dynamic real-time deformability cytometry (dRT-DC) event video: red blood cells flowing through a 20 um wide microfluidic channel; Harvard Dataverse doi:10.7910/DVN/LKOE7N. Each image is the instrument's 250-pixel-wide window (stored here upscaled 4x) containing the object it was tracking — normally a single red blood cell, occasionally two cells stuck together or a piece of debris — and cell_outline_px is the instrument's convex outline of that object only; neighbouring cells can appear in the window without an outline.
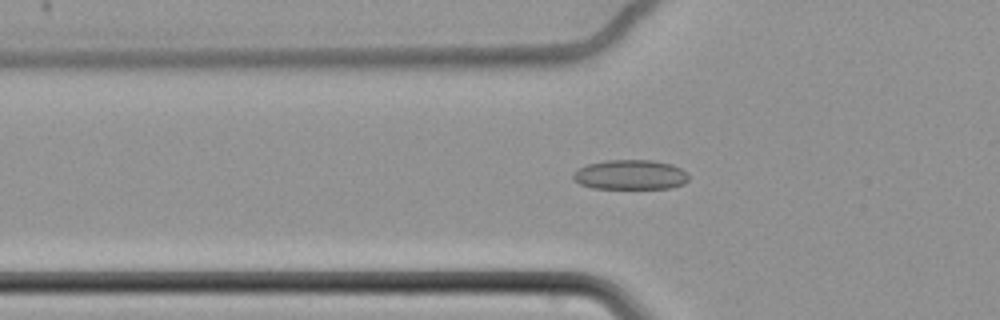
{"species": "common noctule bat (a hibernating species)", "species_latin": "Nyctalus noctula", "temperature_condition": "cold", "stored_images_in_passage": 60, "camera_frame_rate_fps": 3000, "um_per_image_px": 0.085, "animal": {"sex": "female", "body_mass_g": 22.7, "forearm_length_mm": 54.2}, "frame": {"image": 1, "passage_image": 21, "time_ms": 6.667, "image_size_px": [1000, 320], "cell_outline_px": [[688, 180], [684, 184], [672, 188], [592, 188], [580, 184], [572, 176], [572, 172], [588, 164], [608, 160], [652, 160], [672, 164], [688, 172]], "centroid_in_image_um": [53.61, 14.85], "position_along_channel_um": 72.2, "area_um2": 20.06}}
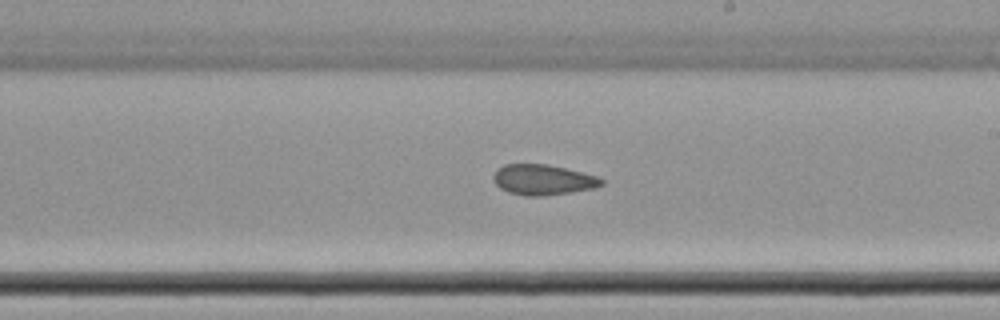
{"frame": {"image": 2, "passage_image": 36, "time_ms": 11.667, "image_size_px": [1000, 320], "cell_outline_px": [[604, 184], [596, 188], [572, 192], [544, 196], [524, 196], [508, 192], [500, 188], [492, 180], [492, 176], [496, 168], [504, 164], [548, 164], [600, 176], [604, 180]], "centroid_in_image_um": [46.16, 15.28], "position_along_channel_um": 242.8, "area_um2": 19.59}}
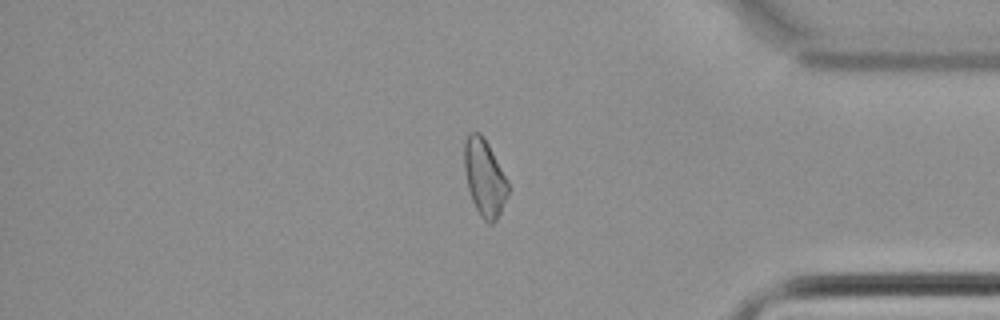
{"frame": {"image": 3, "passage_image": 51, "time_ms": 16.667, "image_size_px": [1000, 320], "cell_outline_px": [[512, 188], [496, 220], [492, 224], [488, 224], [480, 216], [472, 200], [468, 188], [464, 168], [464, 140], [468, 132], [480, 132], [484, 136], [508, 180]], "centroid_in_image_um": [41.2, 15.09], "position_along_channel_um": 394.0, "area_um2": 20.0}, "authors_computed_cell_mechanics": {"area_um2": 20.0277, "velocity_mm_per_s": 3.4469, "shape_relaxation_time_tau1_ms": null, "shape_relaxation_time_tau2_ms": 10.7844, "deformation_change_tau1": null, "deformation_change_tau2": 0.1467}}